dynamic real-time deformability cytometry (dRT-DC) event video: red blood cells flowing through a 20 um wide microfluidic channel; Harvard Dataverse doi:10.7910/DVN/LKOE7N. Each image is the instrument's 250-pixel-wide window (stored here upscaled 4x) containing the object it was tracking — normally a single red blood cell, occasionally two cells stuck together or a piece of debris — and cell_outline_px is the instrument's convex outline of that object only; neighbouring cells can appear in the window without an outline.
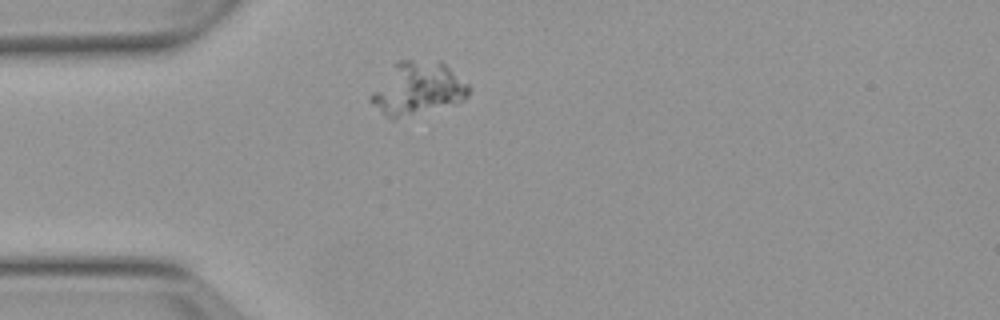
{"species": "Egyptian fruit bat (a non-hibernating species)", "species_latin": "Rousettus aegyptiacus", "temperature_condition": "warm", "stored_images_in_passage": 1, "camera_frame_rate_fps": 3000, "um_per_image_px": 0.085, "animal": {"sex": "female"}, "frame": {"image": 1, "passage_image": 1, "time_ms": 0.0, "image_size_px": [1000, 320], "cell_outline_px": [[468, 96], [460, 104], [392, 120], [384, 116], [368, 100], [368, 96], [392, 64], [396, 60], [440, 60], [468, 84]], "centroid_in_image_um": [35.48, 7.54], "position_along_channel_um": 49.5, "area_um2": 30.81}}